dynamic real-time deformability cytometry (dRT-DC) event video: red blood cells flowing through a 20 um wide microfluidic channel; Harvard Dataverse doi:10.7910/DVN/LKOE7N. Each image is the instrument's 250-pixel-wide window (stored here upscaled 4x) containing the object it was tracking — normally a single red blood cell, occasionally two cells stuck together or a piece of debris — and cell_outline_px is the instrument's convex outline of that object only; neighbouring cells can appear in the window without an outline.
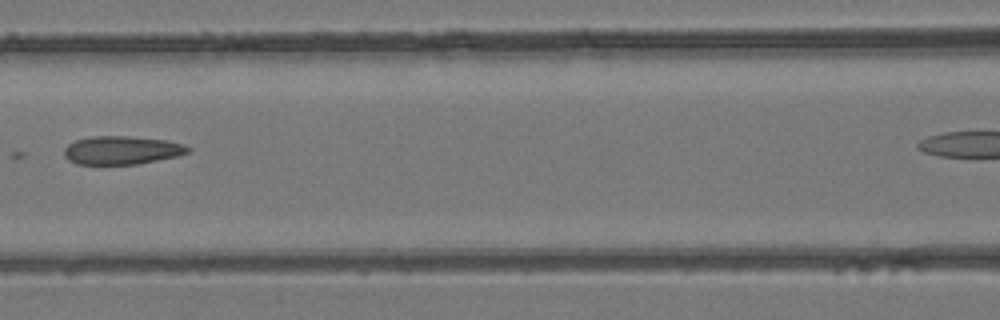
{"species": "common noctule bat (a hibernating species)", "species_latin": "Nyctalus noctula", "temperature_condition": "room temperature", "stored_images_in_passage": 5, "segment_of_instrument_passage": [1, 2], "camera_frame_rate_fps": 3000, "um_per_image_px": 0.085, "animal": {"sex": "female", "body_mass_g": 24.6, "forearm_length_mm": 56.2}, "frame": {"image": 1, "passage_image": 4, "time_ms": 1.0, "image_size_px": [1000, 320], "cell_outline_px": [[192, 152], [176, 156], [136, 164], [76, 164], [68, 160], [64, 156], [64, 148], [68, 144], [76, 140], [92, 136], [128, 136], [164, 140], [184, 144], [192, 148]], "centroid_in_image_um": [10.35, 12.77], "position_along_channel_um": 156.3, "area_um2": 20.46}}